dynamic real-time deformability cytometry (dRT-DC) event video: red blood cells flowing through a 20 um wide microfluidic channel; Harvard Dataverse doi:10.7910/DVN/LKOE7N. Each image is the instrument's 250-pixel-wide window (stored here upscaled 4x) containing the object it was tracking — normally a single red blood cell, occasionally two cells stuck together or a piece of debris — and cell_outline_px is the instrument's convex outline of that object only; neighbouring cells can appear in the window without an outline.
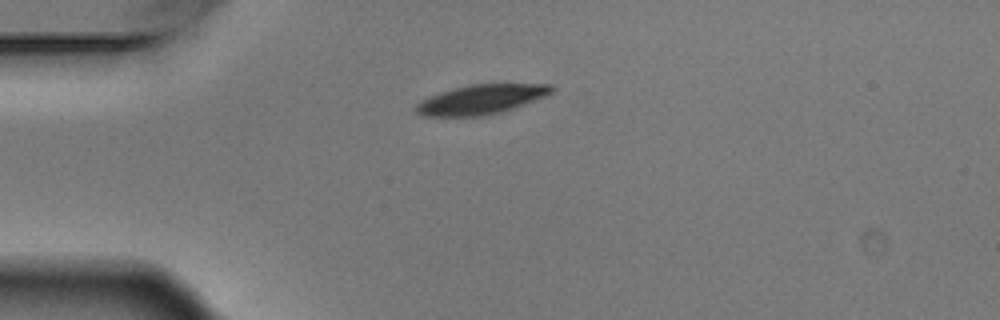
{"species": "Egyptian fruit bat (a non-hibernating species)", "species_latin": "Rousettus aegyptiacus", "temperature_condition": "warm", "stored_images_in_passage": 5, "camera_frame_rate_fps": 3000, "um_per_image_px": 0.085, "animal": {"sex": "male"}, "frame": {"image": 1, "passage_image": 1, "time_ms": 0.0, "image_size_px": [1000, 320], "cell_outline_px": [[556, 88], [552, 92], [544, 96], [512, 108], [500, 112], [480, 116], [424, 116], [416, 112], [416, 104], [420, 100], [440, 92], [468, 84], [552, 84]], "centroid_in_image_um": [40.87, 8.44], "position_along_channel_um": 44.1, "area_um2": 23.06}}
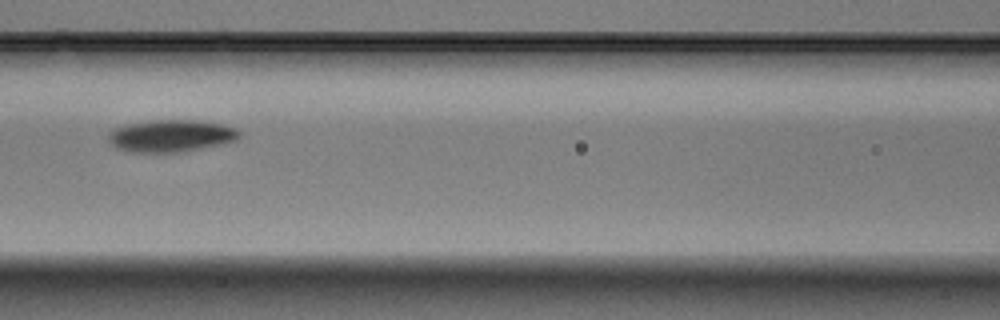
{"frame": {"image": 2, "passage_image": 4, "time_ms": 1.0, "image_size_px": [1000, 320], "cell_outline_px": [[240, 136], [236, 140], [220, 144], [184, 152], [124, 152], [116, 148], [108, 140], [108, 132], [116, 128], [128, 124], [152, 120], [196, 120], [220, 124], [236, 128], [240, 132]], "centroid_in_image_um": [14.51, 11.55], "position_along_channel_um": 152.1, "area_um2": 24.57}}
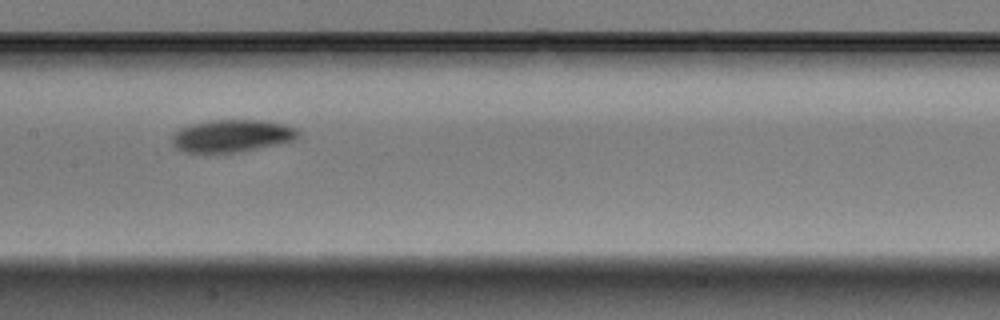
{"frame": {"image": 3, "passage_image": 5, "time_ms": 1.333, "image_size_px": [1000, 320], "cell_outline_px": [[300, 132], [292, 140], [256, 148], [232, 152], [184, 152], [176, 148], [172, 144], [172, 136], [180, 128], [192, 124], [212, 120], [268, 120], [284, 124], [296, 128]], "centroid_in_image_um": [19.68, 11.53], "position_along_channel_um": 187.7, "area_um2": 23.41}}